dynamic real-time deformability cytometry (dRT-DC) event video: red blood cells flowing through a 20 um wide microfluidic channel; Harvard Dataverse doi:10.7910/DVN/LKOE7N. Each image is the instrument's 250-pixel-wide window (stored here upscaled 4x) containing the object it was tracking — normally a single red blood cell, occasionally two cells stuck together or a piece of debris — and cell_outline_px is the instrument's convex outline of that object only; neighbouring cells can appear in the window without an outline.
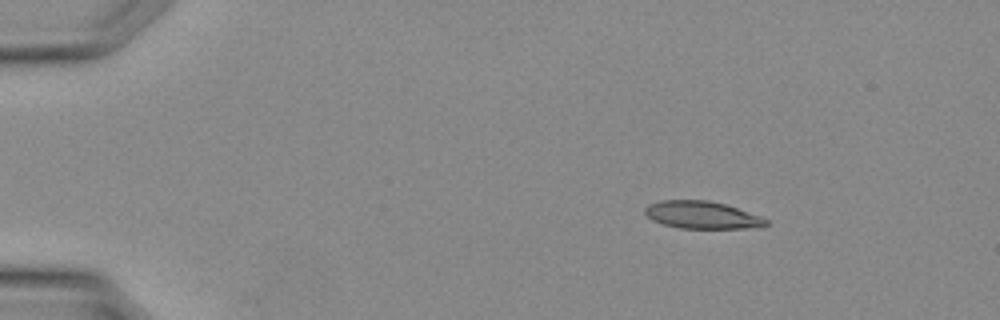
{"species": "Egyptian fruit bat (a non-hibernating species)", "species_latin": "Rousettus aegyptiacus", "temperature_condition": "warm", "stored_images_in_passage": 35, "camera_frame_rate_fps": 3000, "um_per_image_px": 0.085, "animal": {"sex": "female"}, "frame": {"image": 1, "passage_image": 5, "time_ms": 1.333, "image_size_px": [1000, 320], "cell_outline_px": [[768, 224], [764, 228], [680, 228], [660, 224], [652, 220], [644, 212], [644, 208], [648, 204], [660, 200], [708, 200], [724, 204], [760, 216], [768, 220]], "centroid_in_image_um": [59.66, 18.28], "position_along_channel_um": 25.3, "area_um2": 19.48}}
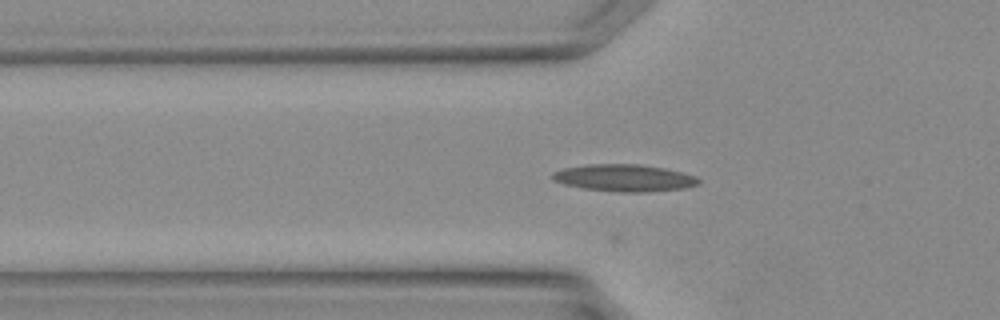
{"frame": {"image": 2, "passage_image": 12, "time_ms": 3.667, "image_size_px": [1000, 320], "cell_outline_px": [[700, 184], [684, 188], [644, 192], [620, 192], [584, 188], [564, 184], [552, 180], [552, 172], [564, 168], [588, 164], [636, 164], [664, 168], [696, 176], [700, 180]], "centroid_in_image_um": [53.05, 15.12], "position_along_channel_um": 72.7, "area_um2": 22.89}}
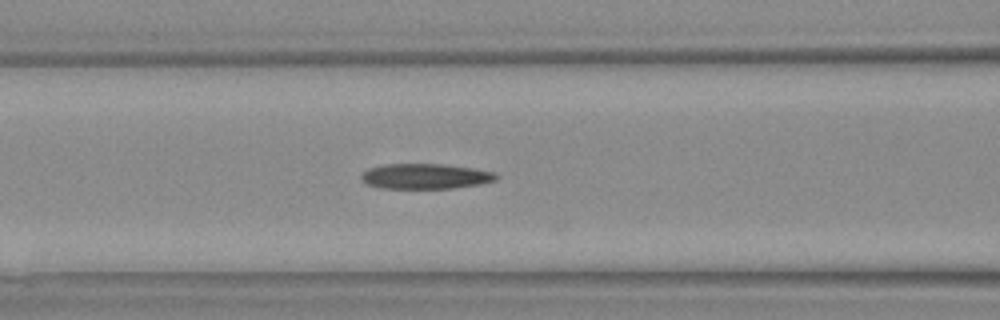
{"frame": {"image": 3, "passage_image": 15, "time_ms": 4.667, "image_size_px": [1000, 320], "cell_outline_px": [[500, 176], [496, 180], [480, 184], [452, 188], [380, 188], [368, 184], [360, 176], [368, 168], [384, 164], [444, 164], [476, 168], [496, 172]], "centroid_in_image_um": [36.22, 14.97], "position_along_channel_um": 130.4, "area_um2": 19.94}}